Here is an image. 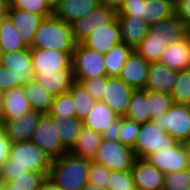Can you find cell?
<instances>
[{
  "mask_svg": "<svg viewBox=\"0 0 190 190\" xmlns=\"http://www.w3.org/2000/svg\"><path fill=\"white\" fill-rule=\"evenodd\" d=\"M51 164V157L33 142H12L9 159L0 167V178L8 183L26 171L41 172L48 177Z\"/></svg>",
  "mask_w": 190,
  "mask_h": 190,
  "instance_id": "cell-1",
  "label": "cell"
},
{
  "mask_svg": "<svg viewBox=\"0 0 190 190\" xmlns=\"http://www.w3.org/2000/svg\"><path fill=\"white\" fill-rule=\"evenodd\" d=\"M90 160L67 151L52 160L48 178L62 190H81L88 183Z\"/></svg>",
  "mask_w": 190,
  "mask_h": 190,
  "instance_id": "cell-2",
  "label": "cell"
},
{
  "mask_svg": "<svg viewBox=\"0 0 190 190\" xmlns=\"http://www.w3.org/2000/svg\"><path fill=\"white\" fill-rule=\"evenodd\" d=\"M76 44L70 24L51 15L41 21L30 48L73 52Z\"/></svg>",
  "mask_w": 190,
  "mask_h": 190,
  "instance_id": "cell-3",
  "label": "cell"
},
{
  "mask_svg": "<svg viewBox=\"0 0 190 190\" xmlns=\"http://www.w3.org/2000/svg\"><path fill=\"white\" fill-rule=\"evenodd\" d=\"M136 159L132 148L119 141L103 139L91 160L104 165L110 171H128L131 170Z\"/></svg>",
  "mask_w": 190,
  "mask_h": 190,
  "instance_id": "cell-4",
  "label": "cell"
},
{
  "mask_svg": "<svg viewBox=\"0 0 190 190\" xmlns=\"http://www.w3.org/2000/svg\"><path fill=\"white\" fill-rule=\"evenodd\" d=\"M72 71L74 80L95 79L107 76L104 54L77 43L72 53Z\"/></svg>",
  "mask_w": 190,
  "mask_h": 190,
  "instance_id": "cell-5",
  "label": "cell"
},
{
  "mask_svg": "<svg viewBox=\"0 0 190 190\" xmlns=\"http://www.w3.org/2000/svg\"><path fill=\"white\" fill-rule=\"evenodd\" d=\"M178 142L152 121L141 124L135 146L136 158L146 159L150 154L169 149Z\"/></svg>",
  "mask_w": 190,
  "mask_h": 190,
  "instance_id": "cell-6",
  "label": "cell"
},
{
  "mask_svg": "<svg viewBox=\"0 0 190 190\" xmlns=\"http://www.w3.org/2000/svg\"><path fill=\"white\" fill-rule=\"evenodd\" d=\"M152 122L177 142L184 143L190 138V105L174 103Z\"/></svg>",
  "mask_w": 190,
  "mask_h": 190,
  "instance_id": "cell-7",
  "label": "cell"
},
{
  "mask_svg": "<svg viewBox=\"0 0 190 190\" xmlns=\"http://www.w3.org/2000/svg\"><path fill=\"white\" fill-rule=\"evenodd\" d=\"M30 141L51 157L52 160L61 157L68 151L62 145L52 117L48 114L42 115Z\"/></svg>",
  "mask_w": 190,
  "mask_h": 190,
  "instance_id": "cell-8",
  "label": "cell"
},
{
  "mask_svg": "<svg viewBox=\"0 0 190 190\" xmlns=\"http://www.w3.org/2000/svg\"><path fill=\"white\" fill-rule=\"evenodd\" d=\"M115 16L116 12L113 9L98 5L84 17L70 24L75 42L82 43L92 32L104 27Z\"/></svg>",
  "mask_w": 190,
  "mask_h": 190,
  "instance_id": "cell-9",
  "label": "cell"
},
{
  "mask_svg": "<svg viewBox=\"0 0 190 190\" xmlns=\"http://www.w3.org/2000/svg\"><path fill=\"white\" fill-rule=\"evenodd\" d=\"M0 64L12 69L15 87L35 80L30 47L17 52L1 53Z\"/></svg>",
  "mask_w": 190,
  "mask_h": 190,
  "instance_id": "cell-10",
  "label": "cell"
},
{
  "mask_svg": "<svg viewBox=\"0 0 190 190\" xmlns=\"http://www.w3.org/2000/svg\"><path fill=\"white\" fill-rule=\"evenodd\" d=\"M146 160L164 174L190 168L184 145L180 142L169 149L150 154Z\"/></svg>",
  "mask_w": 190,
  "mask_h": 190,
  "instance_id": "cell-11",
  "label": "cell"
},
{
  "mask_svg": "<svg viewBox=\"0 0 190 190\" xmlns=\"http://www.w3.org/2000/svg\"><path fill=\"white\" fill-rule=\"evenodd\" d=\"M133 88L126 85L119 77H108L101 102L105 103L117 116L126 115Z\"/></svg>",
  "mask_w": 190,
  "mask_h": 190,
  "instance_id": "cell-12",
  "label": "cell"
},
{
  "mask_svg": "<svg viewBox=\"0 0 190 190\" xmlns=\"http://www.w3.org/2000/svg\"><path fill=\"white\" fill-rule=\"evenodd\" d=\"M72 53L52 49L31 48L34 72H56V70H72Z\"/></svg>",
  "mask_w": 190,
  "mask_h": 190,
  "instance_id": "cell-13",
  "label": "cell"
},
{
  "mask_svg": "<svg viewBox=\"0 0 190 190\" xmlns=\"http://www.w3.org/2000/svg\"><path fill=\"white\" fill-rule=\"evenodd\" d=\"M42 115L31 110L19 118L3 121L0 128L11 142L30 141Z\"/></svg>",
  "mask_w": 190,
  "mask_h": 190,
  "instance_id": "cell-14",
  "label": "cell"
},
{
  "mask_svg": "<svg viewBox=\"0 0 190 190\" xmlns=\"http://www.w3.org/2000/svg\"><path fill=\"white\" fill-rule=\"evenodd\" d=\"M131 174L136 190H162L165 174L146 159H136Z\"/></svg>",
  "mask_w": 190,
  "mask_h": 190,
  "instance_id": "cell-15",
  "label": "cell"
},
{
  "mask_svg": "<svg viewBox=\"0 0 190 190\" xmlns=\"http://www.w3.org/2000/svg\"><path fill=\"white\" fill-rule=\"evenodd\" d=\"M82 43L86 47L102 54H106L111 48L120 44V27L117 16L104 27L92 32Z\"/></svg>",
  "mask_w": 190,
  "mask_h": 190,
  "instance_id": "cell-16",
  "label": "cell"
},
{
  "mask_svg": "<svg viewBox=\"0 0 190 190\" xmlns=\"http://www.w3.org/2000/svg\"><path fill=\"white\" fill-rule=\"evenodd\" d=\"M149 65L150 63L133 50L118 77L134 90L145 89Z\"/></svg>",
  "mask_w": 190,
  "mask_h": 190,
  "instance_id": "cell-17",
  "label": "cell"
},
{
  "mask_svg": "<svg viewBox=\"0 0 190 190\" xmlns=\"http://www.w3.org/2000/svg\"><path fill=\"white\" fill-rule=\"evenodd\" d=\"M178 71L169 69L159 62L150 63L145 90L160 93H172L177 81Z\"/></svg>",
  "mask_w": 190,
  "mask_h": 190,
  "instance_id": "cell-18",
  "label": "cell"
},
{
  "mask_svg": "<svg viewBox=\"0 0 190 190\" xmlns=\"http://www.w3.org/2000/svg\"><path fill=\"white\" fill-rule=\"evenodd\" d=\"M7 16L12 21V24L21 36L24 44L27 47H30L34 39L35 32L44 17L26 10H17L12 8H7Z\"/></svg>",
  "mask_w": 190,
  "mask_h": 190,
  "instance_id": "cell-19",
  "label": "cell"
},
{
  "mask_svg": "<svg viewBox=\"0 0 190 190\" xmlns=\"http://www.w3.org/2000/svg\"><path fill=\"white\" fill-rule=\"evenodd\" d=\"M120 27L121 42L133 49L147 36L149 25L142 17L116 15Z\"/></svg>",
  "mask_w": 190,
  "mask_h": 190,
  "instance_id": "cell-20",
  "label": "cell"
},
{
  "mask_svg": "<svg viewBox=\"0 0 190 190\" xmlns=\"http://www.w3.org/2000/svg\"><path fill=\"white\" fill-rule=\"evenodd\" d=\"M159 63L175 71L190 68V44L187 36L185 35L175 43L168 44Z\"/></svg>",
  "mask_w": 190,
  "mask_h": 190,
  "instance_id": "cell-21",
  "label": "cell"
},
{
  "mask_svg": "<svg viewBox=\"0 0 190 190\" xmlns=\"http://www.w3.org/2000/svg\"><path fill=\"white\" fill-rule=\"evenodd\" d=\"M98 5V0H60L53 9V15L66 24H72Z\"/></svg>",
  "mask_w": 190,
  "mask_h": 190,
  "instance_id": "cell-22",
  "label": "cell"
},
{
  "mask_svg": "<svg viewBox=\"0 0 190 190\" xmlns=\"http://www.w3.org/2000/svg\"><path fill=\"white\" fill-rule=\"evenodd\" d=\"M35 81L53 96L68 92L74 82L72 70L35 72Z\"/></svg>",
  "mask_w": 190,
  "mask_h": 190,
  "instance_id": "cell-23",
  "label": "cell"
},
{
  "mask_svg": "<svg viewBox=\"0 0 190 190\" xmlns=\"http://www.w3.org/2000/svg\"><path fill=\"white\" fill-rule=\"evenodd\" d=\"M4 100L3 121L19 118L32 110L23 85L4 92Z\"/></svg>",
  "mask_w": 190,
  "mask_h": 190,
  "instance_id": "cell-24",
  "label": "cell"
},
{
  "mask_svg": "<svg viewBox=\"0 0 190 190\" xmlns=\"http://www.w3.org/2000/svg\"><path fill=\"white\" fill-rule=\"evenodd\" d=\"M118 116L103 102L96 101L83 120V126L99 134L114 125V120Z\"/></svg>",
  "mask_w": 190,
  "mask_h": 190,
  "instance_id": "cell-25",
  "label": "cell"
},
{
  "mask_svg": "<svg viewBox=\"0 0 190 190\" xmlns=\"http://www.w3.org/2000/svg\"><path fill=\"white\" fill-rule=\"evenodd\" d=\"M148 34L163 38L170 44L182 39L186 35V28L183 21L174 14L170 18L150 25Z\"/></svg>",
  "mask_w": 190,
  "mask_h": 190,
  "instance_id": "cell-26",
  "label": "cell"
},
{
  "mask_svg": "<svg viewBox=\"0 0 190 190\" xmlns=\"http://www.w3.org/2000/svg\"><path fill=\"white\" fill-rule=\"evenodd\" d=\"M102 140L103 137L101 134L82 126L70 152L78 156L92 159L98 147L101 145Z\"/></svg>",
  "mask_w": 190,
  "mask_h": 190,
  "instance_id": "cell-27",
  "label": "cell"
},
{
  "mask_svg": "<svg viewBox=\"0 0 190 190\" xmlns=\"http://www.w3.org/2000/svg\"><path fill=\"white\" fill-rule=\"evenodd\" d=\"M23 87L31 109L33 111L40 112L43 115L48 114L51 109L54 96L35 80L23 85Z\"/></svg>",
  "mask_w": 190,
  "mask_h": 190,
  "instance_id": "cell-28",
  "label": "cell"
},
{
  "mask_svg": "<svg viewBox=\"0 0 190 190\" xmlns=\"http://www.w3.org/2000/svg\"><path fill=\"white\" fill-rule=\"evenodd\" d=\"M52 121L58 131L62 145L70 151L76 142V137L83 126V122L76 117H52Z\"/></svg>",
  "mask_w": 190,
  "mask_h": 190,
  "instance_id": "cell-29",
  "label": "cell"
},
{
  "mask_svg": "<svg viewBox=\"0 0 190 190\" xmlns=\"http://www.w3.org/2000/svg\"><path fill=\"white\" fill-rule=\"evenodd\" d=\"M25 48L28 47L24 44L12 21L6 15L0 23V52H17Z\"/></svg>",
  "mask_w": 190,
  "mask_h": 190,
  "instance_id": "cell-30",
  "label": "cell"
},
{
  "mask_svg": "<svg viewBox=\"0 0 190 190\" xmlns=\"http://www.w3.org/2000/svg\"><path fill=\"white\" fill-rule=\"evenodd\" d=\"M133 50L131 46L121 42L104 54V65L108 77L120 75L122 66Z\"/></svg>",
  "mask_w": 190,
  "mask_h": 190,
  "instance_id": "cell-31",
  "label": "cell"
},
{
  "mask_svg": "<svg viewBox=\"0 0 190 190\" xmlns=\"http://www.w3.org/2000/svg\"><path fill=\"white\" fill-rule=\"evenodd\" d=\"M124 117L138 124H145L146 122L152 121L148 112L145 89H138L132 92L130 103Z\"/></svg>",
  "mask_w": 190,
  "mask_h": 190,
  "instance_id": "cell-32",
  "label": "cell"
},
{
  "mask_svg": "<svg viewBox=\"0 0 190 190\" xmlns=\"http://www.w3.org/2000/svg\"><path fill=\"white\" fill-rule=\"evenodd\" d=\"M145 20L150 26L175 14V0H145Z\"/></svg>",
  "mask_w": 190,
  "mask_h": 190,
  "instance_id": "cell-33",
  "label": "cell"
},
{
  "mask_svg": "<svg viewBox=\"0 0 190 190\" xmlns=\"http://www.w3.org/2000/svg\"><path fill=\"white\" fill-rule=\"evenodd\" d=\"M168 44L169 43L163 38L153 37V34H147L134 50L148 63H156L159 62V59Z\"/></svg>",
  "mask_w": 190,
  "mask_h": 190,
  "instance_id": "cell-34",
  "label": "cell"
},
{
  "mask_svg": "<svg viewBox=\"0 0 190 190\" xmlns=\"http://www.w3.org/2000/svg\"><path fill=\"white\" fill-rule=\"evenodd\" d=\"M74 101L75 117L82 121L91 111L96 102L80 82L74 81L69 89Z\"/></svg>",
  "mask_w": 190,
  "mask_h": 190,
  "instance_id": "cell-35",
  "label": "cell"
},
{
  "mask_svg": "<svg viewBox=\"0 0 190 190\" xmlns=\"http://www.w3.org/2000/svg\"><path fill=\"white\" fill-rule=\"evenodd\" d=\"M146 102H148V112L151 120L168 111L174 104L170 94L148 90H146Z\"/></svg>",
  "mask_w": 190,
  "mask_h": 190,
  "instance_id": "cell-36",
  "label": "cell"
},
{
  "mask_svg": "<svg viewBox=\"0 0 190 190\" xmlns=\"http://www.w3.org/2000/svg\"><path fill=\"white\" fill-rule=\"evenodd\" d=\"M74 101L71 93L65 92L60 95L54 96L51 109L48 113L51 117H75Z\"/></svg>",
  "mask_w": 190,
  "mask_h": 190,
  "instance_id": "cell-37",
  "label": "cell"
},
{
  "mask_svg": "<svg viewBox=\"0 0 190 190\" xmlns=\"http://www.w3.org/2000/svg\"><path fill=\"white\" fill-rule=\"evenodd\" d=\"M171 96L176 104L190 105V68L178 71Z\"/></svg>",
  "mask_w": 190,
  "mask_h": 190,
  "instance_id": "cell-38",
  "label": "cell"
},
{
  "mask_svg": "<svg viewBox=\"0 0 190 190\" xmlns=\"http://www.w3.org/2000/svg\"><path fill=\"white\" fill-rule=\"evenodd\" d=\"M8 8L26 10L41 15L44 18L53 15V10L45 0H9Z\"/></svg>",
  "mask_w": 190,
  "mask_h": 190,
  "instance_id": "cell-39",
  "label": "cell"
},
{
  "mask_svg": "<svg viewBox=\"0 0 190 190\" xmlns=\"http://www.w3.org/2000/svg\"><path fill=\"white\" fill-rule=\"evenodd\" d=\"M46 175L41 172L26 171L20 176H16L9 181L15 189L21 190H39L42 182L46 179Z\"/></svg>",
  "mask_w": 190,
  "mask_h": 190,
  "instance_id": "cell-40",
  "label": "cell"
},
{
  "mask_svg": "<svg viewBox=\"0 0 190 190\" xmlns=\"http://www.w3.org/2000/svg\"><path fill=\"white\" fill-rule=\"evenodd\" d=\"M106 190H136L131 171H111Z\"/></svg>",
  "mask_w": 190,
  "mask_h": 190,
  "instance_id": "cell-41",
  "label": "cell"
},
{
  "mask_svg": "<svg viewBox=\"0 0 190 190\" xmlns=\"http://www.w3.org/2000/svg\"><path fill=\"white\" fill-rule=\"evenodd\" d=\"M190 187V168L164 176L162 190H186Z\"/></svg>",
  "mask_w": 190,
  "mask_h": 190,
  "instance_id": "cell-42",
  "label": "cell"
},
{
  "mask_svg": "<svg viewBox=\"0 0 190 190\" xmlns=\"http://www.w3.org/2000/svg\"><path fill=\"white\" fill-rule=\"evenodd\" d=\"M140 127L141 124L129 120L126 117H121V126L119 129L118 141L121 144L133 149Z\"/></svg>",
  "mask_w": 190,
  "mask_h": 190,
  "instance_id": "cell-43",
  "label": "cell"
},
{
  "mask_svg": "<svg viewBox=\"0 0 190 190\" xmlns=\"http://www.w3.org/2000/svg\"><path fill=\"white\" fill-rule=\"evenodd\" d=\"M110 172L111 171L104 165L90 160L88 168V183L106 189V182L108 181Z\"/></svg>",
  "mask_w": 190,
  "mask_h": 190,
  "instance_id": "cell-44",
  "label": "cell"
},
{
  "mask_svg": "<svg viewBox=\"0 0 190 190\" xmlns=\"http://www.w3.org/2000/svg\"><path fill=\"white\" fill-rule=\"evenodd\" d=\"M108 76L98 77L95 79L74 80L80 82L95 101H101L106 87Z\"/></svg>",
  "mask_w": 190,
  "mask_h": 190,
  "instance_id": "cell-45",
  "label": "cell"
},
{
  "mask_svg": "<svg viewBox=\"0 0 190 190\" xmlns=\"http://www.w3.org/2000/svg\"><path fill=\"white\" fill-rule=\"evenodd\" d=\"M116 15H134L145 19V0H125Z\"/></svg>",
  "mask_w": 190,
  "mask_h": 190,
  "instance_id": "cell-46",
  "label": "cell"
},
{
  "mask_svg": "<svg viewBox=\"0 0 190 190\" xmlns=\"http://www.w3.org/2000/svg\"><path fill=\"white\" fill-rule=\"evenodd\" d=\"M175 14L190 28V0H175Z\"/></svg>",
  "mask_w": 190,
  "mask_h": 190,
  "instance_id": "cell-47",
  "label": "cell"
},
{
  "mask_svg": "<svg viewBox=\"0 0 190 190\" xmlns=\"http://www.w3.org/2000/svg\"><path fill=\"white\" fill-rule=\"evenodd\" d=\"M15 87V77L12 69L0 64V91L7 92Z\"/></svg>",
  "mask_w": 190,
  "mask_h": 190,
  "instance_id": "cell-48",
  "label": "cell"
},
{
  "mask_svg": "<svg viewBox=\"0 0 190 190\" xmlns=\"http://www.w3.org/2000/svg\"><path fill=\"white\" fill-rule=\"evenodd\" d=\"M12 142L0 128V167L9 159Z\"/></svg>",
  "mask_w": 190,
  "mask_h": 190,
  "instance_id": "cell-49",
  "label": "cell"
},
{
  "mask_svg": "<svg viewBox=\"0 0 190 190\" xmlns=\"http://www.w3.org/2000/svg\"><path fill=\"white\" fill-rule=\"evenodd\" d=\"M121 126V117L118 116L115 120H114V125L110 128H107L103 133H102V137L105 140H109V141H118L119 139V129Z\"/></svg>",
  "mask_w": 190,
  "mask_h": 190,
  "instance_id": "cell-50",
  "label": "cell"
},
{
  "mask_svg": "<svg viewBox=\"0 0 190 190\" xmlns=\"http://www.w3.org/2000/svg\"><path fill=\"white\" fill-rule=\"evenodd\" d=\"M125 0H98L99 5L109 7L116 13L122 8Z\"/></svg>",
  "mask_w": 190,
  "mask_h": 190,
  "instance_id": "cell-51",
  "label": "cell"
},
{
  "mask_svg": "<svg viewBox=\"0 0 190 190\" xmlns=\"http://www.w3.org/2000/svg\"><path fill=\"white\" fill-rule=\"evenodd\" d=\"M39 190H62L58 185H56L50 178L46 177V179L42 182Z\"/></svg>",
  "mask_w": 190,
  "mask_h": 190,
  "instance_id": "cell-52",
  "label": "cell"
},
{
  "mask_svg": "<svg viewBox=\"0 0 190 190\" xmlns=\"http://www.w3.org/2000/svg\"><path fill=\"white\" fill-rule=\"evenodd\" d=\"M4 102V92L0 91V126L3 123Z\"/></svg>",
  "mask_w": 190,
  "mask_h": 190,
  "instance_id": "cell-53",
  "label": "cell"
},
{
  "mask_svg": "<svg viewBox=\"0 0 190 190\" xmlns=\"http://www.w3.org/2000/svg\"><path fill=\"white\" fill-rule=\"evenodd\" d=\"M190 164V138L183 143Z\"/></svg>",
  "mask_w": 190,
  "mask_h": 190,
  "instance_id": "cell-54",
  "label": "cell"
},
{
  "mask_svg": "<svg viewBox=\"0 0 190 190\" xmlns=\"http://www.w3.org/2000/svg\"><path fill=\"white\" fill-rule=\"evenodd\" d=\"M81 190H106V189L87 183Z\"/></svg>",
  "mask_w": 190,
  "mask_h": 190,
  "instance_id": "cell-55",
  "label": "cell"
},
{
  "mask_svg": "<svg viewBox=\"0 0 190 190\" xmlns=\"http://www.w3.org/2000/svg\"><path fill=\"white\" fill-rule=\"evenodd\" d=\"M0 190H21V189H15V186H12L9 182L3 183Z\"/></svg>",
  "mask_w": 190,
  "mask_h": 190,
  "instance_id": "cell-56",
  "label": "cell"
},
{
  "mask_svg": "<svg viewBox=\"0 0 190 190\" xmlns=\"http://www.w3.org/2000/svg\"><path fill=\"white\" fill-rule=\"evenodd\" d=\"M60 0H45L48 6L53 10L59 3Z\"/></svg>",
  "mask_w": 190,
  "mask_h": 190,
  "instance_id": "cell-57",
  "label": "cell"
},
{
  "mask_svg": "<svg viewBox=\"0 0 190 190\" xmlns=\"http://www.w3.org/2000/svg\"><path fill=\"white\" fill-rule=\"evenodd\" d=\"M7 8L8 7H0V23L7 15Z\"/></svg>",
  "mask_w": 190,
  "mask_h": 190,
  "instance_id": "cell-58",
  "label": "cell"
},
{
  "mask_svg": "<svg viewBox=\"0 0 190 190\" xmlns=\"http://www.w3.org/2000/svg\"><path fill=\"white\" fill-rule=\"evenodd\" d=\"M9 0H0V7H8Z\"/></svg>",
  "mask_w": 190,
  "mask_h": 190,
  "instance_id": "cell-59",
  "label": "cell"
},
{
  "mask_svg": "<svg viewBox=\"0 0 190 190\" xmlns=\"http://www.w3.org/2000/svg\"><path fill=\"white\" fill-rule=\"evenodd\" d=\"M186 36H187V38L189 40V44H190V28L186 29Z\"/></svg>",
  "mask_w": 190,
  "mask_h": 190,
  "instance_id": "cell-60",
  "label": "cell"
},
{
  "mask_svg": "<svg viewBox=\"0 0 190 190\" xmlns=\"http://www.w3.org/2000/svg\"><path fill=\"white\" fill-rule=\"evenodd\" d=\"M2 184H3V181H2V179L0 178V188H1Z\"/></svg>",
  "mask_w": 190,
  "mask_h": 190,
  "instance_id": "cell-61",
  "label": "cell"
}]
</instances>
